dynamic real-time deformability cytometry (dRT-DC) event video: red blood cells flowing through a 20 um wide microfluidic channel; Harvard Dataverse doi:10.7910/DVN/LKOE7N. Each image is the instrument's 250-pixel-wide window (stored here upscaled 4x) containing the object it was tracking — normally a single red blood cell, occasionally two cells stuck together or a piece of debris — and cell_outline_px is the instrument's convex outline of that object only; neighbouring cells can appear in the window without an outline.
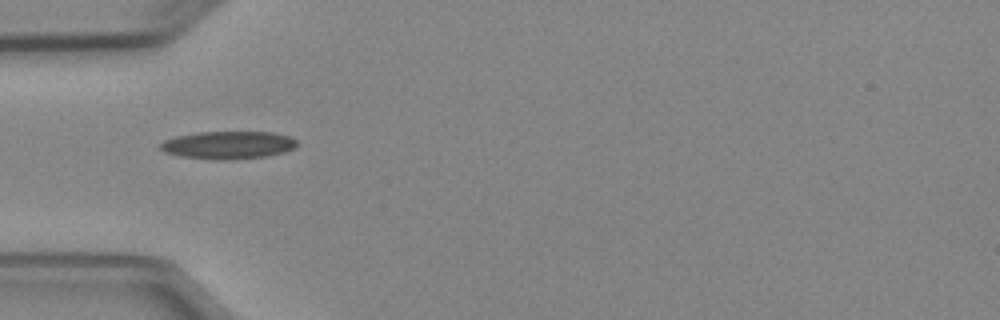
{"species": "Egyptian fruit bat (a non-hibernating species)", "species_latin": "Rousettus aegyptiacus", "temperature_condition": "cold", "stored_images_in_passage": 2, "camera_frame_rate_fps": 3000, "um_per_image_px": 0.085, "animal": {"sex": "female"}, "frame": {"image": 1, "passage_image": 1, "time_ms": 0.0, "image_size_px": [1000, 320], "cell_outline_px": [[296, 144], [292, 148], [284, 152], [268, 156], [228, 160], [216, 160], [180, 156], [164, 152], [160, 148], [160, 144], [164, 140], [176, 136], [200, 132], [272, 132], [292, 136], [296, 140]], "centroid_in_image_um": [19.39, 12.33], "position_along_channel_um": 65.6, "area_um2": 22.14}}
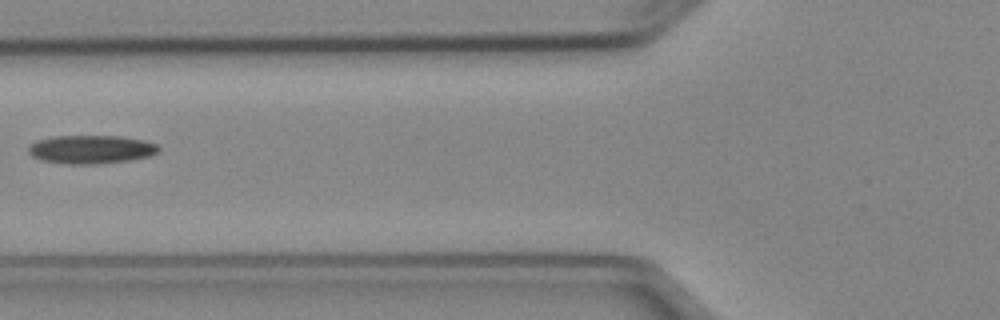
{"frame": {"image": 2, "passage_image": 2, "time_ms": 1.333, "image_size_px": [1000, 320], "cell_outline_px": [[160, 152], [152, 156], [128, 160], [96, 164], [64, 164], [40, 160], [32, 156], [28, 152], [28, 144], [36, 140], [52, 136], [120, 136], [144, 140], [156, 144], [160, 148]], "centroid_in_image_um": [7.72, 12.7], "position_along_channel_um": 118.1, "area_um2": 21.91}}